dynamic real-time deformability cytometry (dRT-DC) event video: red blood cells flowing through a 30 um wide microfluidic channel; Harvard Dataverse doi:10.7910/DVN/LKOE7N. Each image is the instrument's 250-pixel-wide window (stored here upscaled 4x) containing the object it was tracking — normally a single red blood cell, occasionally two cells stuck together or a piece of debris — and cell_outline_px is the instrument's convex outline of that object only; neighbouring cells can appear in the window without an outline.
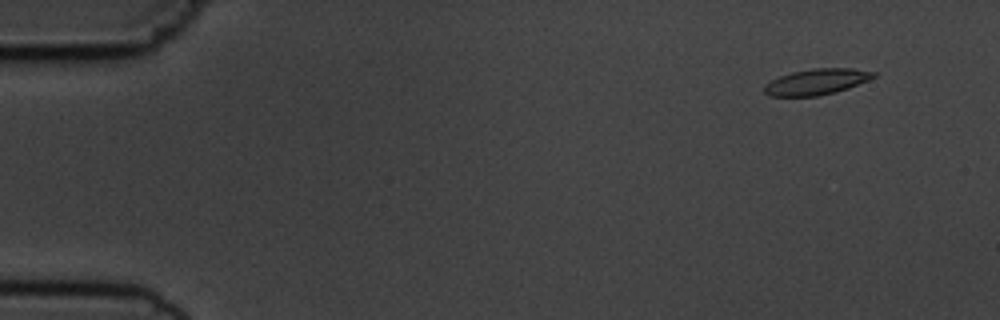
{"species": "common noctule bat (a hibernating species)", "species_latin": "Nyctalus noctula", "temperature_condition": "cold", "stored_images_in_passage": 5, "camera_frame_rate_fps": 3000, "um_per_image_px": 0.085, "animal": {"sex": "male", "body_mass_g": 19.5, "forearm_length_mm": 54.6}, "frame": {"image": 1, "passage_image": 1, "time_ms": 0.0, "image_size_px": [1000, 320], "cell_outline_px": [[876, 76], [868, 80], [848, 88], [836, 92], [816, 96], [768, 96], [764, 92], [764, 84], [780, 76], [792, 72], [812, 68], [852, 68], [876, 72]], "centroid_in_image_um": [69.4, 6.95], "position_along_channel_um": 15.6, "area_um2": 16.47}}
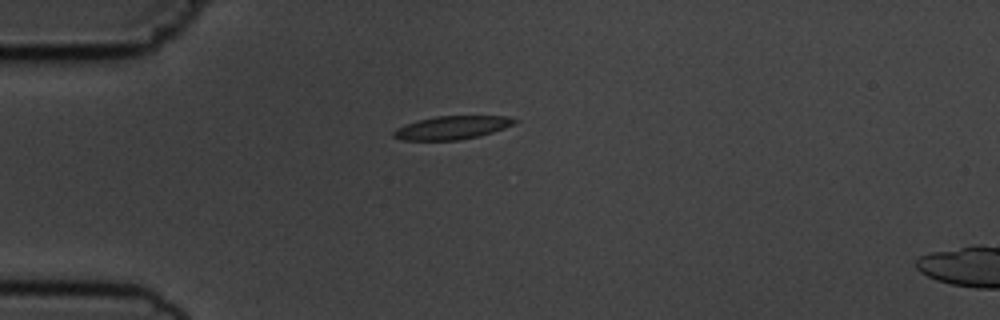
{"frame": {"image": 2, "passage_image": 4, "time_ms": 3.333, "image_size_px": [1000, 320], "cell_outline_px": [[516, 120], [512, 124], [504, 128], [480, 136], [460, 140], [400, 140], [392, 136], [392, 132], [396, 128], [404, 124], [436, 116], [508, 116]], "centroid_in_image_um": [38.36, 10.86], "position_along_channel_um": 46.6, "area_um2": 16.36}}